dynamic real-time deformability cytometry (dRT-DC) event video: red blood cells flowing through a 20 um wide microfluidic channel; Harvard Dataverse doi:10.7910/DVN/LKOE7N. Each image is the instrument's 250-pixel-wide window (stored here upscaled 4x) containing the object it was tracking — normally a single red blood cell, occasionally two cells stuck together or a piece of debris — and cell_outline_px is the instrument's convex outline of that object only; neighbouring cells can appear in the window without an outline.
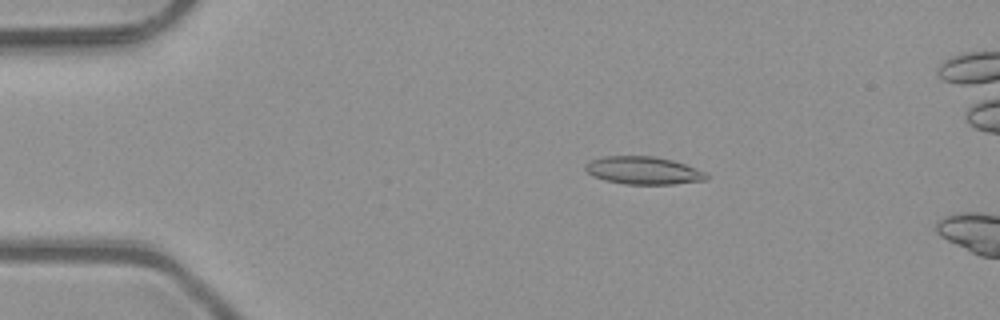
{"species": "common noctule bat (a hibernating species)", "species_latin": "Nyctalus noctula", "temperature_condition": "room temperature", "stored_images_in_passage": 3, "camera_frame_rate_fps": 3000, "um_per_image_px": 0.085, "animal": {"sex": "male", "body_mass_g": 23.1, "forearm_length_mm": 52.7}, "frame": {"image": 1, "passage_image": 1, "time_ms": 0.0, "image_size_px": [1000, 320], "cell_outline_px": [[708, 180], [672, 184], [624, 184], [604, 180], [592, 176], [584, 168], [584, 164], [592, 160], [604, 156], [652, 156], [672, 160], [684, 164], [704, 172], [708, 176]], "centroid_in_image_um": [54.65, 14.49], "position_along_channel_um": 30.4, "area_um2": 19.48}}